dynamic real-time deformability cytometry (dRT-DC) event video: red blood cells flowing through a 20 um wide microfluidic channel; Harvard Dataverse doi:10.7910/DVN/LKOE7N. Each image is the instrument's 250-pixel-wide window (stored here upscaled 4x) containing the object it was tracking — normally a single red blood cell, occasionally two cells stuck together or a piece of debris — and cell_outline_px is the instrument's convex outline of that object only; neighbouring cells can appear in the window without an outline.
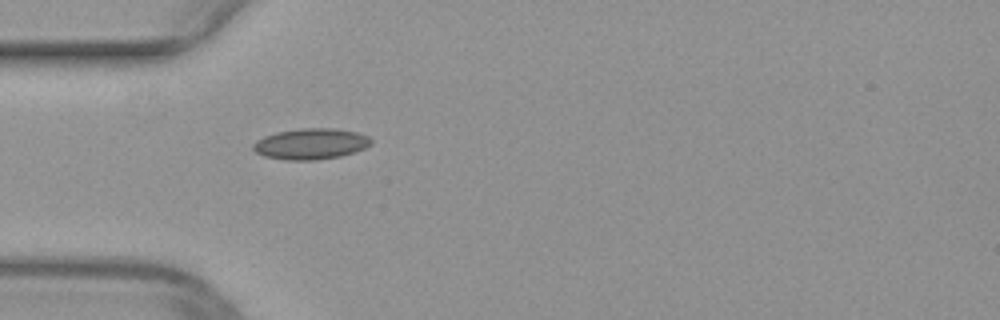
{"species": "common noctule bat (a hibernating species)", "species_latin": "Nyctalus noctula", "temperature_condition": "warm", "stored_images_in_passage": 36, "camera_frame_rate_fps": 3000, "um_per_image_px": 0.085, "animal": {"sex": "female", "body_mass_g": 29.2, "forearm_length_mm": 56.3}, "frame": {"image": 1, "passage_image": 1, "time_ms": 0.0, "image_size_px": [1000, 320], "cell_outline_px": [[372, 144], [364, 148], [340, 156], [316, 160], [284, 160], [264, 156], [256, 152], [252, 148], [252, 144], [256, 140], [264, 136], [276, 132], [300, 128], [332, 128], [356, 132], [368, 136], [372, 140]], "centroid_in_image_um": [26.39, 12.23], "position_along_channel_um": 58.6, "area_um2": 21.27}}
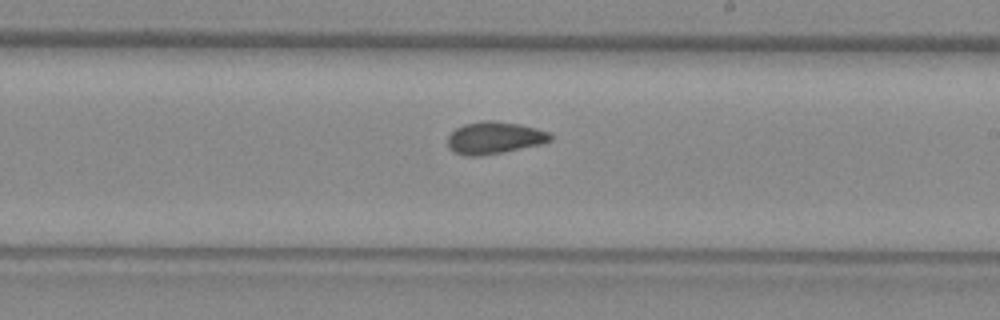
{"frame": {"image": 2, "passage_image": 15, "time_ms": 4.667, "image_size_px": [1000, 320], "cell_outline_px": [[552, 140], [540, 144], [504, 152], [480, 156], [468, 156], [456, 152], [448, 148], [448, 136], [456, 128], [464, 124], [488, 120], [492, 120], [520, 124], [548, 132], [552, 136]], "centroid_in_image_um": [42.01, 11.72], "position_along_channel_um": 247.0, "area_um2": 19.07}}
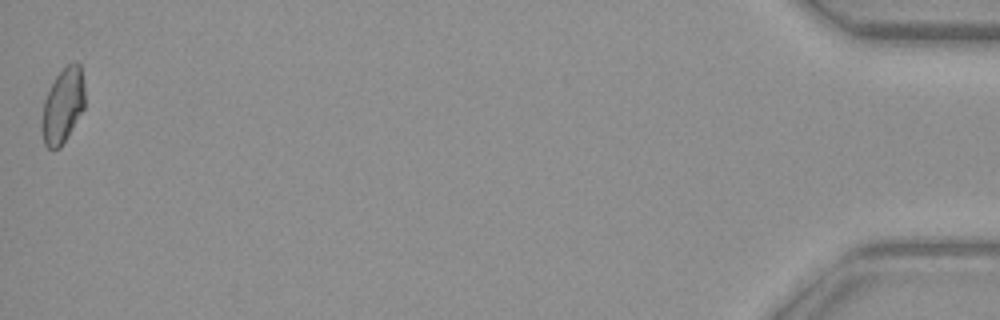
{"frame": {"image": 3, "passage_image": 36, "time_ms": 11.667, "image_size_px": [1000, 320], "cell_outline_px": [[84, 108], [60, 148], [48, 148], [44, 144], [40, 128], [40, 124], [44, 100], [56, 76], [68, 64], [76, 60], [80, 64], [84, 84]], "centroid_in_image_um": [5.32, 8.98], "position_along_channel_um": 429.9, "area_um2": 18.73}}